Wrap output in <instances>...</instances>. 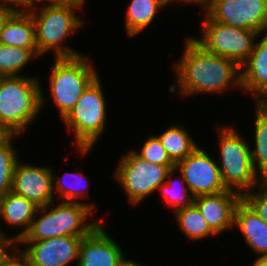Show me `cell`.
Segmentation results:
<instances>
[{
  "label": "cell",
  "mask_w": 267,
  "mask_h": 266,
  "mask_svg": "<svg viewBox=\"0 0 267 266\" xmlns=\"http://www.w3.org/2000/svg\"><path fill=\"white\" fill-rule=\"evenodd\" d=\"M252 190L244 193L242 200L267 223V183L262 181Z\"/></svg>",
  "instance_id": "30"
},
{
  "label": "cell",
  "mask_w": 267,
  "mask_h": 266,
  "mask_svg": "<svg viewBox=\"0 0 267 266\" xmlns=\"http://www.w3.org/2000/svg\"><path fill=\"white\" fill-rule=\"evenodd\" d=\"M95 207V203L60 201L57 204L58 237L87 236L103 221V218H93V221L90 219L95 215Z\"/></svg>",
  "instance_id": "16"
},
{
  "label": "cell",
  "mask_w": 267,
  "mask_h": 266,
  "mask_svg": "<svg viewBox=\"0 0 267 266\" xmlns=\"http://www.w3.org/2000/svg\"><path fill=\"white\" fill-rule=\"evenodd\" d=\"M241 200V194L227 189L217 194L196 196L194 204L210 228L217 235H221L224 231L234 228L235 210Z\"/></svg>",
  "instance_id": "14"
},
{
  "label": "cell",
  "mask_w": 267,
  "mask_h": 266,
  "mask_svg": "<svg viewBox=\"0 0 267 266\" xmlns=\"http://www.w3.org/2000/svg\"><path fill=\"white\" fill-rule=\"evenodd\" d=\"M168 4L170 3H172V1L174 2V3H183V4H194V5H198V7L199 6H201V2L199 1V0H165Z\"/></svg>",
  "instance_id": "36"
},
{
  "label": "cell",
  "mask_w": 267,
  "mask_h": 266,
  "mask_svg": "<svg viewBox=\"0 0 267 266\" xmlns=\"http://www.w3.org/2000/svg\"><path fill=\"white\" fill-rule=\"evenodd\" d=\"M141 150H134V152L141 157L143 160L150 163L159 165H166L171 170L175 168V164L171 161L168 156L166 149L163 147L159 138L155 135H148L144 144H142Z\"/></svg>",
  "instance_id": "29"
},
{
  "label": "cell",
  "mask_w": 267,
  "mask_h": 266,
  "mask_svg": "<svg viewBox=\"0 0 267 266\" xmlns=\"http://www.w3.org/2000/svg\"><path fill=\"white\" fill-rule=\"evenodd\" d=\"M7 136L8 134L0 128V142L4 140Z\"/></svg>",
  "instance_id": "39"
},
{
  "label": "cell",
  "mask_w": 267,
  "mask_h": 266,
  "mask_svg": "<svg viewBox=\"0 0 267 266\" xmlns=\"http://www.w3.org/2000/svg\"><path fill=\"white\" fill-rule=\"evenodd\" d=\"M205 151V148L198 146L190 155L175 165V169L182 175L189 191L195 197L227 190L222 182L217 162Z\"/></svg>",
  "instance_id": "10"
},
{
  "label": "cell",
  "mask_w": 267,
  "mask_h": 266,
  "mask_svg": "<svg viewBox=\"0 0 267 266\" xmlns=\"http://www.w3.org/2000/svg\"><path fill=\"white\" fill-rule=\"evenodd\" d=\"M0 7L18 10L21 8V3L20 0H0Z\"/></svg>",
  "instance_id": "35"
},
{
  "label": "cell",
  "mask_w": 267,
  "mask_h": 266,
  "mask_svg": "<svg viewBox=\"0 0 267 266\" xmlns=\"http://www.w3.org/2000/svg\"><path fill=\"white\" fill-rule=\"evenodd\" d=\"M177 172L175 168L172 169L168 173L165 183L158 187V192L160 191L165 204L173 211L193 205L195 199L181 174L179 175L180 182L174 179L173 176Z\"/></svg>",
  "instance_id": "26"
},
{
  "label": "cell",
  "mask_w": 267,
  "mask_h": 266,
  "mask_svg": "<svg viewBox=\"0 0 267 266\" xmlns=\"http://www.w3.org/2000/svg\"><path fill=\"white\" fill-rule=\"evenodd\" d=\"M92 63V59L89 60L86 55L55 58L48 76L50 95L46 96L41 90V108L47 99H52L51 102L57 106L59 116L63 119L86 88L99 76Z\"/></svg>",
  "instance_id": "5"
},
{
  "label": "cell",
  "mask_w": 267,
  "mask_h": 266,
  "mask_svg": "<svg viewBox=\"0 0 267 266\" xmlns=\"http://www.w3.org/2000/svg\"><path fill=\"white\" fill-rule=\"evenodd\" d=\"M20 241L2 231L0 227V266H6L8 261L20 250Z\"/></svg>",
  "instance_id": "31"
},
{
  "label": "cell",
  "mask_w": 267,
  "mask_h": 266,
  "mask_svg": "<svg viewBox=\"0 0 267 266\" xmlns=\"http://www.w3.org/2000/svg\"><path fill=\"white\" fill-rule=\"evenodd\" d=\"M174 65L177 78L176 84L169 87L172 93L179 91L183 97H192L221 94L233 88L242 91L240 66L230 59L208 52L193 36L187 37L182 56Z\"/></svg>",
  "instance_id": "1"
},
{
  "label": "cell",
  "mask_w": 267,
  "mask_h": 266,
  "mask_svg": "<svg viewBox=\"0 0 267 266\" xmlns=\"http://www.w3.org/2000/svg\"><path fill=\"white\" fill-rule=\"evenodd\" d=\"M4 195H5V194H1V193H0V215H1V212H2V205H3V198H4Z\"/></svg>",
  "instance_id": "40"
},
{
  "label": "cell",
  "mask_w": 267,
  "mask_h": 266,
  "mask_svg": "<svg viewBox=\"0 0 267 266\" xmlns=\"http://www.w3.org/2000/svg\"><path fill=\"white\" fill-rule=\"evenodd\" d=\"M39 206L31 200L10 191L4 195L0 219L14 229H22L14 235L19 241L28 233Z\"/></svg>",
  "instance_id": "19"
},
{
  "label": "cell",
  "mask_w": 267,
  "mask_h": 266,
  "mask_svg": "<svg viewBox=\"0 0 267 266\" xmlns=\"http://www.w3.org/2000/svg\"><path fill=\"white\" fill-rule=\"evenodd\" d=\"M38 58L30 49L3 45L0 43V74L7 76H22L20 72Z\"/></svg>",
  "instance_id": "27"
},
{
  "label": "cell",
  "mask_w": 267,
  "mask_h": 266,
  "mask_svg": "<svg viewBox=\"0 0 267 266\" xmlns=\"http://www.w3.org/2000/svg\"><path fill=\"white\" fill-rule=\"evenodd\" d=\"M85 2L43 5L27 9L35 25L38 57L52 51L55 58H74L83 55L66 45V39L82 28L85 22L76 11L82 10Z\"/></svg>",
  "instance_id": "2"
},
{
  "label": "cell",
  "mask_w": 267,
  "mask_h": 266,
  "mask_svg": "<svg viewBox=\"0 0 267 266\" xmlns=\"http://www.w3.org/2000/svg\"><path fill=\"white\" fill-rule=\"evenodd\" d=\"M254 147L250 148L253 166L258 176L264 181L267 177V106L255 103Z\"/></svg>",
  "instance_id": "21"
},
{
  "label": "cell",
  "mask_w": 267,
  "mask_h": 266,
  "mask_svg": "<svg viewBox=\"0 0 267 266\" xmlns=\"http://www.w3.org/2000/svg\"><path fill=\"white\" fill-rule=\"evenodd\" d=\"M85 236H59L39 241H20L21 253L32 266H69L78 262V251ZM26 244V245H25Z\"/></svg>",
  "instance_id": "12"
},
{
  "label": "cell",
  "mask_w": 267,
  "mask_h": 266,
  "mask_svg": "<svg viewBox=\"0 0 267 266\" xmlns=\"http://www.w3.org/2000/svg\"><path fill=\"white\" fill-rule=\"evenodd\" d=\"M170 171L168 166L145 161L130 149L119 159L113 175L134 206L154 194Z\"/></svg>",
  "instance_id": "7"
},
{
  "label": "cell",
  "mask_w": 267,
  "mask_h": 266,
  "mask_svg": "<svg viewBox=\"0 0 267 266\" xmlns=\"http://www.w3.org/2000/svg\"><path fill=\"white\" fill-rule=\"evenodd\" d=\"M18 135H8L0 142V193L6 194L11 191L12 177L17 164L18 151L13 147V139Z\"/></svg>",
  "instance_id": "28"
},
{
  "label": "cell",
  "mask_w": 267,
  "mask_h": 266,
  "mask_svg": "<svg viewBox=\"0 0 267 266\" xmlns=\"http://www.w3.org/2000/svg\"><path fill=\"white\" fill-rule=\"evenodd\" d=\"M216 127L220 150L217 164L222 182L226 189L243 195L263 181L254 169L250 143L235 126Z\"/></svg>",
  "instance_id": "6"
},
{
  "label": "cell",
  "mask_w": 267,
  "mask_h": 266,
  "mask_svg": "<svg viewBox=\"0 0 267 266\" xmlns=\"http://www.w3.org/2000/svg\"><path fill=\"white\" fill-rule=\"evenodd\" d=\"M85 1L86 0H20V3H21V8L27 10L37 7V5L43 6V5L66 4V3L85 2ZM40 2L42 3L39 4Z\"/></svg>",
  "instance_id": "32"
},
{
  "label": "cell",
  "mask_w": 267,
  "mask_h": 266,
  "mask_svg": "<svg viewBox=\"0 0 267 266\" xmlns=\"http://www.w3.org/2000/svg\"><path fill=\"white\" fill-rule=\"evenodd\" d=\"M240 72L242 92L250 94L255 103H264L267 100V33L258 36Z\"/></svg>",
  "instance_id": "15"
},
{
  "label": "cell",
  "mask_w": 267,
  "mask_h": 266,
  "mask_svg": "<svg viewBox=\"0 0 267 266\" xmlns=\"http://www.w3.org/2000/svg\"><path fill=\"white\" fill-rule=\"evenodd\" d=\"M239 228L245 244L259 256H267V223L243 200L235 210L234 229Z\"/></svg>",
  "instance_id": "18"
},
{
  "label": "cell",
  "mask_w": 267,
  "mask_h": 266,
  "mask_svg": "<svg viewBox=\"0 0 267 266\" xmlns=\"http://www.w3.org/2000/svg\"><path fill=\"white\" fill-rule=\"evenodd\" d=\"M126 7L124 30L131 38L145 31L161 9L169 5L165 0H130Z\"/></svg>",
  "instance_id": "20"
},
{
  "label": "cell",
  "mask_w": 267,
  "mask_h": 266,
  "mask_svg": "<svg viewBox=\"0 0 267 266\" xmlns=\"http://www.w3.org/2000/svg\"><path fill=\"white\" fill-rule=\"evenodd\" d=\"M55 202L57 200L38 208L28 233L20 241H39L58 237L57 204Z\"/></svg>",
  "instance_id": "25"
},
{
  "label": "cell",
  "mask_w": 267,
  "mask_h": 266,
  "mask_svg": "<svg viewBox=\"0 0 267 266\" xmlns=\"http://www.w3.org/2000/svg\"><path fill=\"white\" fill-rule=\"evenodd\" d=\"M200 7L213 21L267 33V0H203Z\"/></svg>",
  "instance_id": "9"
},
{
  "label": "cell",
  "mask_w": 267,
  "mask_h": 266,
  "mask_svg": "<svg viewBox=\"0 0 267 266\" xmlns=\"http://www.w3.org/2000/svg\"><path fill=\"white\" fill-rule=\"evenodd\" d=\"M39 77L7 76L0 82V128L8 135H23L41 112ZM34 121V122H33Z\"/></svg>",
  "instance_id": "3"
},
{
  "label": "cell",
  "mask_w": 267,
  "mask_h": 266,
  "mask_svg": "<svg viewBox=\"0 0 267 266\" xmlns=\"http://www.w3.org/2000/svg\"><path fill=\"white\" fill-rule=\"evenodd\" d=\"M102 223L82 239L77 266H120L126 258L119 243L111 238Z\"/></svg>",
  "instance_id": "13"
},
{
  "label": "cell",
  "mask_w": 267,
  "mask_h": 266,
  "mask_svg": "<svg viewBox=\"0 0 267 266\" xmlns=\"http://www.w3.org/2000/svg\"><path fill=\"white\" fill-rule=\"evenodd\" d=\"M6 266H32L30 261L19 250L7 263Z\"/></svg>",
  "instance_id": "33"
},
{
  "label": "cell",
  "mask_w": 267,
  "mask_h": 266,
  "mask_svg": "<svg viewBox=\"0 0 267 266\" xmlns=\"http://www.w3.org/2000/svg\"><path fill=\"white\" fill-rule=\"evenodd\" d=\"M98 76L82 93L75 106L62 119L68 133H74L73 143L84 157L92 151L105 131L107 100Z\"/></svg>",
  "instance_id": "4"
},
{
  "label": "cell",
  "mask_w": 267,
  "mask_h": 266,
  "mask_svg": "<svg viewBox=\"0 0 267 266\" xmlns=\"http://www.w3.org/2000/svg\"><path fill=\"white\" fill-rule=\"evenodd\" d=\"M120 266H146V265H141L140 263H137V262H135L133 260H129V259L125 258L122 261Z\"/></svg>",
  "instance_id": "38"
},
{
  "label": "cell",
  "mask_w": 267,
  "mask_h": 266,
  "mask_svg": "<svg viewBox=\"0 0 267 266\" xmlns=\"http://www.w3.org/2000/svg\"><path fill=\"white\" fill-rule=\"evenodd\" d=\"M174 219L177 221L179 229L190 240L201 241L205 238L216 236L217 234L210 228L206 219L201 214L198 207L191 206L175 210Z\"/></svg>",
  "instance_id": "23"
},
{
  "label": "cell",
  "mask_w": 267,
  "mask_h": 266,
  "mask_svg": "<svg viewBox=\"0 0 267 266\" xmlns=\"http://www.w3.org/2000/svg\"><path fill=\"white\" fill-rule=\"evenodd\" d=\"M52 168L19 160L13 172L11 191L31 200L39 207L56 201Z\"/></svg>",
  "instance_id": "11"
},
{
  "label": "cell",
  "mask_w": 267,
  "mask_h": 266,
  "mask_svg": "<svg viewBox=\"0 0 267 266\" xmlns=\"http://www.w3.org/2000/svg\"><path fill=\"white\" fill-rule=\"evenodd\" d=\"M0 43L30 49L38 56L35 25L32 15L27 10H15L6 19L1 30Z\"/></svg>",
  "instance_id": "17"
},
{
  "label": "cell",
  "mask_w": 267,
  "mask_h": 266,
  "mask_svg": "<svg viewBox=\"0 0 267 266\" xmlns=\"http://www.w3.org/2000/svg\"><path fill=\"white\" fill-rule=\"evenodd\" d=\"M15 11V9H10L6 7H0V35L2 27L6 21V19Z\"/></svg>",
  "instance_id": "34"
},
{
  "label": "cell",
  "mask_w": 267,
  "mask_h": 266,
  "mask_svg": "<svg viewBox=\"0 0 267 266\" xmlns=\"http://www.w3.org/2000/svg\"><path fill=\"white\" fill-rule=\"evenodd\" d=\"M203 15L201 38L193 39L208 52L241 66L252 53L260 33L213 21L205 12Z\"/></svg>",
  "instance_id": "8"
},
{
  "label": "cell",
  "mask_w": 267,
  "mask_h": 266,
  "mask_svg": "<svg viewBox=\"0 0 267 266\" xmlns=\"http://www.w3.org/2000/svg\"><path fill=\"white\" fill-rule=\"evenodd\" d=\"M251 266H267V256H257Z\"/></svg>",
  "instance_id": "37"
},
{
  "label": "cell",
  "mask_w": 267,
  "mask_h": 266,
  "mask_svg": "<svg viewBox=\"0 0 267 266\" xmlns=\"http://www.w3.org/2000/svg\"><path fill=\"white\" fill-rule=\"evenodd\" d=\"M182 125L172 124L159 135H156L166 149L171 161L176 165L190 155L199 145Z\"/></svg>",
  "instance_id": "22"
},
{
  "label": "cell",
  "mask_w": 267,
  "mask_h": 266,
  "mask_svg": "<svg viewBox=\"0 0 267 266\" xmlns=\"http://www.w3.org/2000/svg\"><path fill=\"white\" fill-rule=\"evenodd\" d=\"M53 171V192L54 195L59 194V197L64 202H77L79 203V200L86 199L89 196V179H87V176L83 172H65L64 176L58 177L54 173V168H52ZM66 176H70L69 178ZM67 178V179H66ZM72 178V179H71ZM87 180V181H86ZM69 181V183H68ZM88 185V186H87ZM77 200V201H76Z\"/></svg>",
  "instance_id": "24"
}]
</instances>
